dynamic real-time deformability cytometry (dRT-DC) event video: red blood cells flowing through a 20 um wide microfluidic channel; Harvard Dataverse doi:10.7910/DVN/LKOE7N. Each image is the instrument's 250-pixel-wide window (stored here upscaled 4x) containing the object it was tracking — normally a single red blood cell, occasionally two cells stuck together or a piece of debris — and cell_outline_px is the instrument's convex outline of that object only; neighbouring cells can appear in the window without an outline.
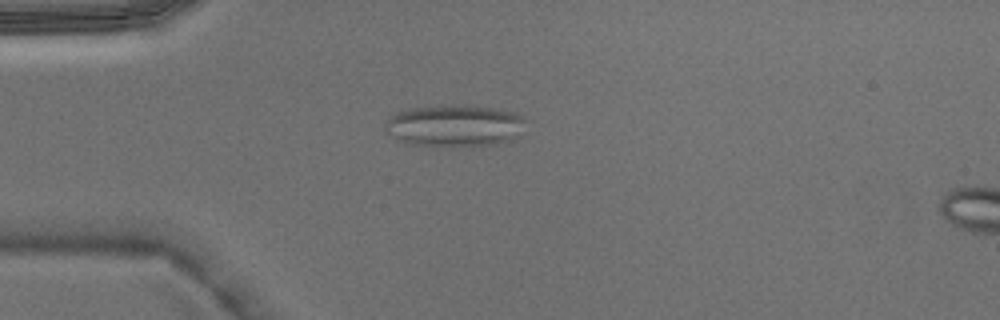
{"species": "Egyptian fruit bat (a non-hibernating species)", "species_latin": "Rousettus aegyptiacus", "temperature_condition": "warm", "stored_images_in_passage": 4, "camera_frame_rate_fps": 3000, "um_per_image_px": 0.085, "animal": {"sex": "male"}, "frame": {"image": 1, "passage_image": 3, "time_ms": 0.667, "image_size_px": [1000, 320], "cell_outline_px": [[524, 120], [512, 140], [496, 144], [408, 144], [400, 140], [388, 132], [384, 128], [384, 124], [396, 112], [408, 108], [464, 104], [492, 108], [516, 112], [524, 116]], "centroid_in_image_um": [38.61, 10.63], "position_along_channel_um": 46.4, "area_um2": 33.23}}